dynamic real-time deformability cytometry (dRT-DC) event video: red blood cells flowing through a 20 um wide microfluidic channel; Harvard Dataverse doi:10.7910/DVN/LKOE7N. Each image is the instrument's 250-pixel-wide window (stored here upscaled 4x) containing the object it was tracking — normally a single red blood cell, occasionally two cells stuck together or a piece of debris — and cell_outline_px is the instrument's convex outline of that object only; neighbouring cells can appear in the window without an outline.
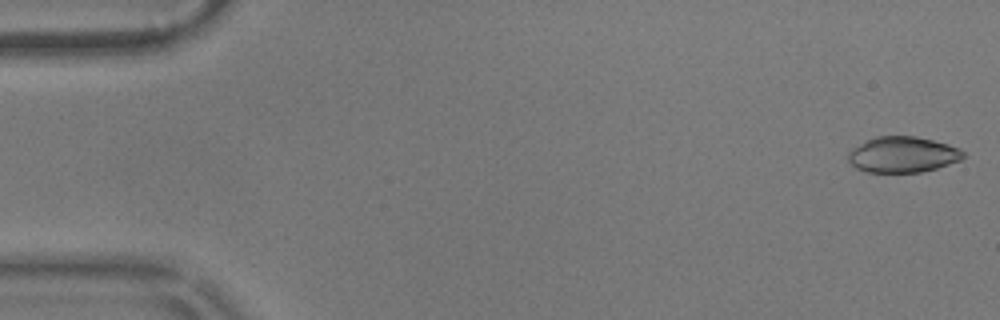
{"species": "common noctule bat (a hibernating species)", "species_latin": "Nyctalus noctula", "temperature_condition": "warm", "stored_images_in_passage": 11, "camera_frame_rate_fps": 3000, "um_per_image_px": 0.085, "animal": {"sex": "male", "body_mass_g": 17.9}, "frame": {"image": 1, "passage_image": 1, "time_ms": 0.0, "image_size_px": [1000, 320], "cell_outline_px": [[964, 156], [960, 160], [936, 168], [920, 172], [868, 172], [856, 168], [848, 160], [848, 152], [852, 148], [876, 136], [916, 136], [948, 144], [960, 148], [964, 152]], "centroid_in_image_um": [76.73, 13.13], "position_along_channel_um": 8.3, "area_um2": 23.87}}